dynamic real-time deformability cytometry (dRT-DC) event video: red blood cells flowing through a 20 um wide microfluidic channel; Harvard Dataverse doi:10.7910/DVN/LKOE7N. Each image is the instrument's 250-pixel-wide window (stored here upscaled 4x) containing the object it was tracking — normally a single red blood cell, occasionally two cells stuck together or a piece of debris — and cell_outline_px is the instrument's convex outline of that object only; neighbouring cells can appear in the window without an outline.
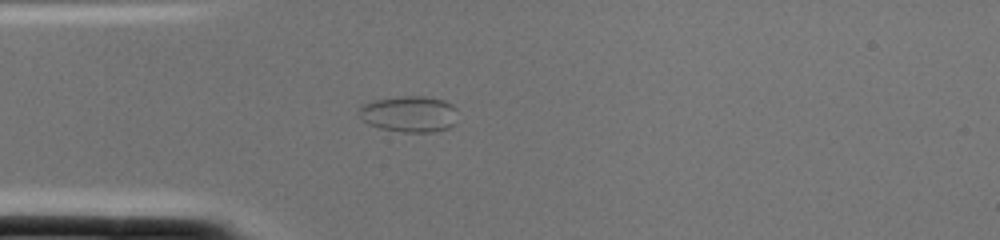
{"species": "common noctule bat (a hibernating species)", "species_latin": "Nyctalus noctula", "temperature_condition": "cold", "stored_images_in_passage": 1, "camera_frame_rate_fps": 3000, "um_per_image_px": 0.085, "animal": {"sex": "female", "body_mass_g": 22.0, "forearm_length_mm": 56.7}, "frame": {"image": 1, "passage_image": 1, "time_ms": 0.0, "image_size_px": [1000, 240], "cell_outline_px": [[456, 124], [448, 128], [432, 132], [404, 132], [380, 128], [368, 124], [356, 112], [360, 104], [372, 100], [400, 96], [424, 96], [444, 100], [452, 104], [456, 108]], "centroid_in_image_um": [34.76, 9.68], "position_along_channel_um": 50.2, "area_um2": 21.15}}